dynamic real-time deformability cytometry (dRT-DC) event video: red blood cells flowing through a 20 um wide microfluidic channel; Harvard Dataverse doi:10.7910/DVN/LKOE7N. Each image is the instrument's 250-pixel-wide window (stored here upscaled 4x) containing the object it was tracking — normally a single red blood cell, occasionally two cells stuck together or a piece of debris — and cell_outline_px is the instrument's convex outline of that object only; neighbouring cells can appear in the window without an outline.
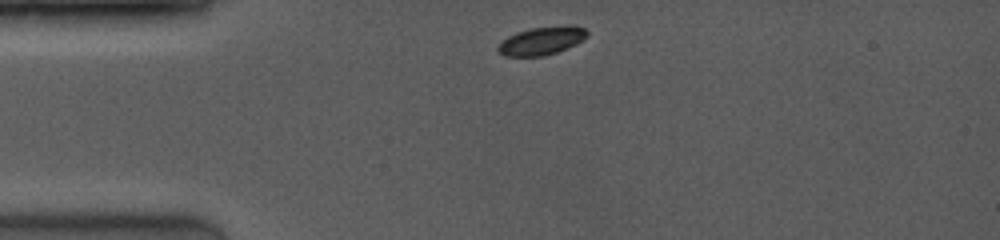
{"species": "common noctule bat (a hibernating species)", "species_latin": "Nyctalus noctula", "temperature_condition": "room temperature", "stored_images_in_passage": 5, "camera_frame_rate_fps": 4000, "um_per_image_px": 0.085, "animal": {"sex": "female", "body_mass_g": 19.0, "forearm_length_mm": 53.3}, "frame": {"image": 1, "passage_image": 1, "time_ms": 0.0, "image_size_px": [1000, 240], "cell_outline_px": [[588, 36], [584, 40], [576, 44], [556, 52], [544, 56], [504, 56], [496, 48], [500, 40], [516, 32], [528, 28], [572, 24], [584, 28], [588, 32]], "centroid_in_image_um": [46.04, 3.44], "position_along_channel_um": 39.0, "area_um2": 14.91}}
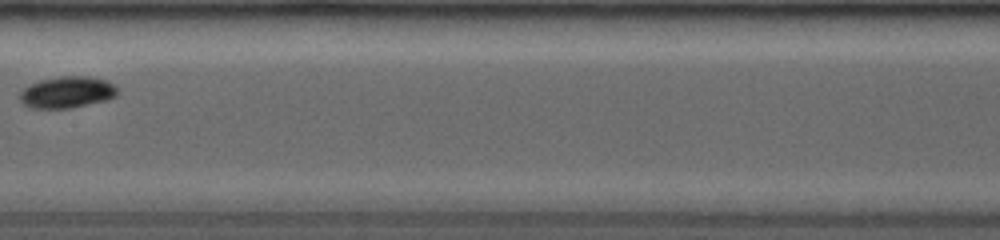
{"frame": {"image": 2, "passage_image": 5, "time_ms": 1.0, "image_size_px": [1000, 240], "cell_outline_px": [[116, 96], [108, 100], [72, 108], [28, 108], [20, 100], [20, 92], [24, 88], [32, 84], [44, 80], [60, 76], [80, 76], [104, 80], [112, 84], [116, 88]], "centroid_in_image_um": [5.69, 7.87], "position_along_channel_um": 201.7, "area_um2": 17.63}}